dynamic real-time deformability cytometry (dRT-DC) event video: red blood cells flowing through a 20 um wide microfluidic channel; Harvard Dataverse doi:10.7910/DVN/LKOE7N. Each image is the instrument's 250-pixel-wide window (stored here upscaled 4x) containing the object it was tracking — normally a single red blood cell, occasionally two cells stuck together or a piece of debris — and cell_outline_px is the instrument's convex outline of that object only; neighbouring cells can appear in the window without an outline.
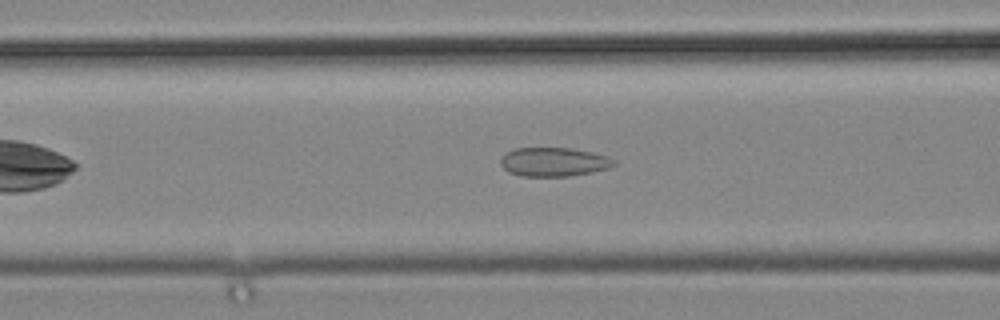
{"species": "common noctule bat (a hibernating species)", "species_latin": "Nyctalus noctula", "temperature_condition": "cold", "stored_images_in_passage": 36, "camera_frame_rate_fps": 3000, "um_per_image_px": 0.085, "animal": {"sex": "male", "body_mass_g": 19.2, "forearm_length_mm": 51.8}, "frame": {"image": 1, "passage_image": 9, "time_ms": 2.667, "image_size_px": [1000, 320], "cell_outline_px": [[616, 164], [608, 168], [592, 172], [568, 176], [520, 176], [508, 172], [500, 164], [500, 160], [508, 152], [516, 148], [568, 148], [592, 152], [608, 156], [616, 160]], "centroid_in_image_um": [47.09, 13.77], "position_along_channel_um": 119.5, "area_um2": 19.02}}
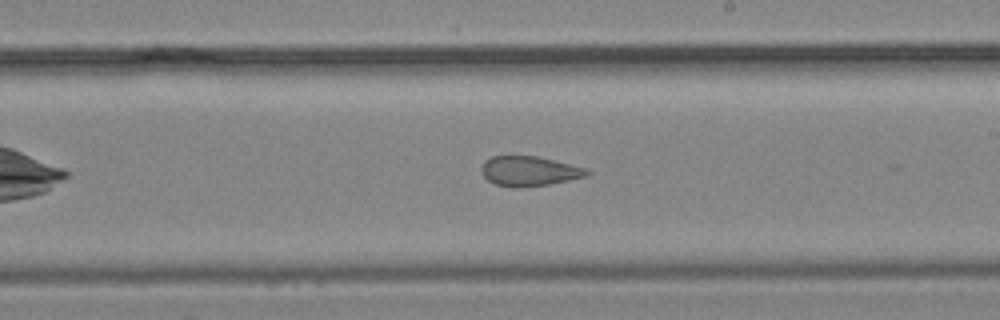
{"frame": {"image": 2, "passage_image": 18, "time_ms": 5.667, "image_size_px": [1000, 320], "cell_outline_px": [[592, 172], [588, 176], [548, 184], [496, 184], [488, 180], [480, 172], [480, 168], [484, 160], [492, 156], [536, 156], [588, 168]], "centroid_in_image_um": [45.02, 14.49], "position_along_channel_um": 244.0, "area_um2": 17.63}}
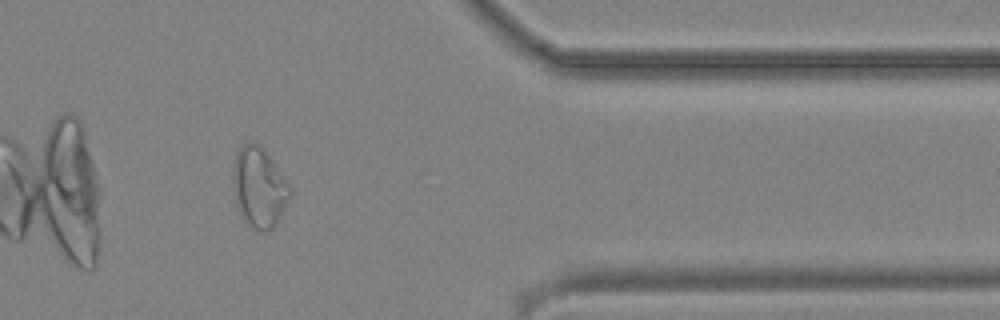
{"frame": {"image": 3, "passage_image": 30, "time_ms": 9.667, "image_size_px": [1000, 320], "cell_outline_px": [[292, 196], [276, 224], [272, 228], [264, 232], [260, 232], [252, 228], [240, 216], [236, 208], [232, 184], [232, 164], [236, 152], [244, 144], [252, 140], [272, 160], [288, 184], [292, 192]], "centroid_in_image_um": [21.98, 15.97], "position_along_channel_um": 389.4, "area_um2": 26.82}}